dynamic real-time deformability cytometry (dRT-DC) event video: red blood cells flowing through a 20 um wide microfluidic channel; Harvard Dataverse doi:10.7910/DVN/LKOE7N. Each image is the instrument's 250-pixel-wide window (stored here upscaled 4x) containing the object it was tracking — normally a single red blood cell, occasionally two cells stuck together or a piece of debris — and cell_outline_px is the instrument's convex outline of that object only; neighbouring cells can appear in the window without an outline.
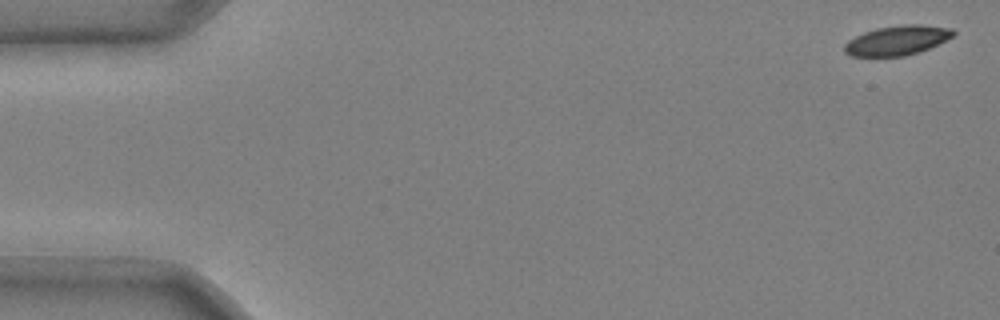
{"species": "common noctule bat (a hibernating species)", "species_latin": "Nyctalus noctula", "temperature_condition": "cold", "stored_images_in_passage": 26, "camera_frame_rate_fps": 3000, "um_per_image_px": 0.085, "animal": {"sex": "male", "body_mass_g": 20.4}, "frame": {"image": 1, "passage_image": 1, "time_ms": 0.0, "image_size_px": [1000, 320], "cell_outline_px": [[956, 32], [952, 36], [928, 48], [904, 56], [852, 56], [844, 52], [844, 44], [848, 40], [864, 32], [876, 28], [904, 24], [920, 24], [952, 28]], "centroid_in_image_um": [76.23, 3.42], "position_along_channel_um": 8.8, "area_um2": 18.55}}
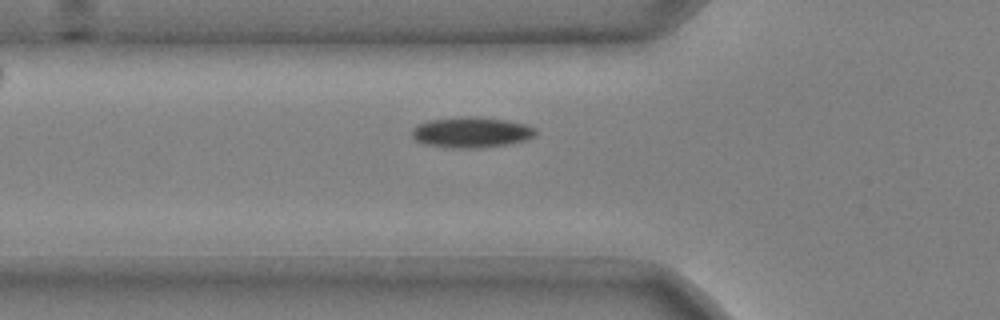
{"frame": {"image": 2, "passage_image": 18, "time_ms": 5.667, "image_size_px": [1000, 320], "cell_outline_px": [[536, 136], [528, 140], [504, 144], [476, 148], [452, 148], [424, 144], [416, 140], [412, 136], [412, 128], [416, 124], [428, 120], [460, 116], [468, 116], [508, 120], [524, 124], [536, 128]], "centroid_in_image_um": [40.05, 11.24], "position_along_channel_um": 85.8, "area_um2": 22.2}}
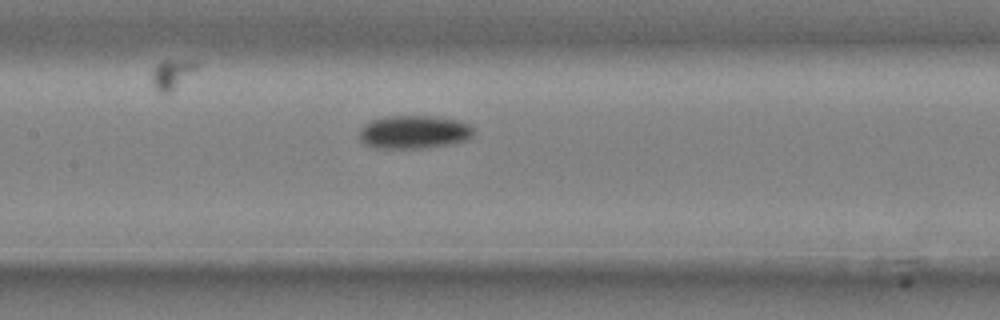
{"frame": {"image": 3, "passage_image": 25, "time_ms": 8.0, "image_size_px": [1000, 320], "cell_outline_px": [[472, 136], [468, 140], [452, 144], [424, 148], [376, 148], [364, 144], [360, 140], [360, 132], [364, 124], [372, 120], [384, 116], [432, 116], [460, 120], [472, 124]], "centroid_in_image_um": [35.22, 11.22], "position_along_channel_um": 172.2, "area_um2": 22.37}}